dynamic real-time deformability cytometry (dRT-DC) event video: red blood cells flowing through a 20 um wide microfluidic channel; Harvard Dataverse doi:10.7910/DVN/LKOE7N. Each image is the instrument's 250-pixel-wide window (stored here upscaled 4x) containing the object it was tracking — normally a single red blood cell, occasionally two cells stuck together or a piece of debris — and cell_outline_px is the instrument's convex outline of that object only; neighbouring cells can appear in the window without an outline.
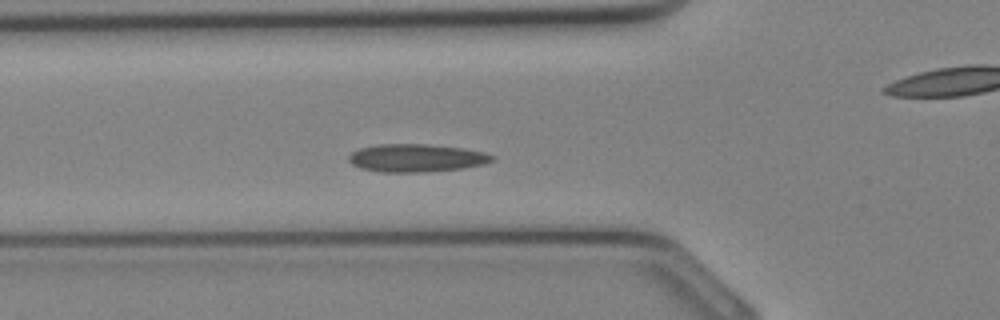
{"species": "Egyptian fruit bat (a non-hibernating species)", "species_latin": "Rousettus aegyptiacus", "temperature_condition": "cold", "stored_images_in_passage": 33, "camera_frame_rate_fps": 3000, "um_per_image_px": 0.085, "animal": {"sex": "female"}, "frame": {"image": 1, "passage_image": 10, "time_ms": 3.0, "image_size_px": [1000, 320], "cell_outline_px": [[496, 156], [492, 160], [484, 164], [460, 168], [420, 172], [380, 172], [360, 168], [352, 164], [348, 160], [348, 156], [352, 152], [360, 148], [380, 144], [428, 144], [464, 148], [484, 152]], "centroid_in_image_um": [35.37, 13.42], "position_along_channel_um": 90.4, "area_um2": 23.24}}
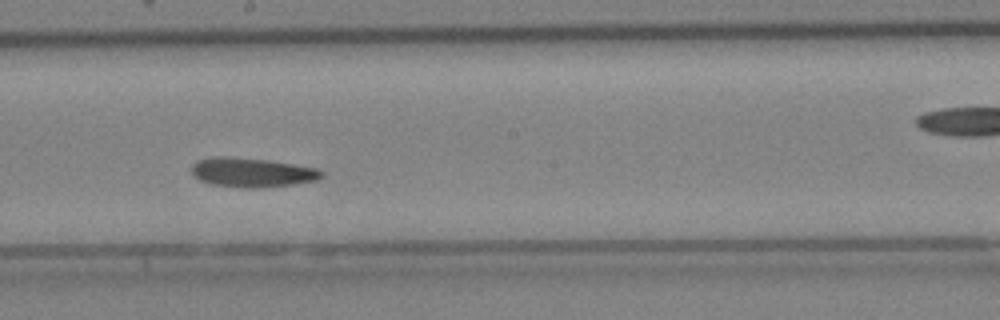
{"frame": {"image": 2, "passage_image": 17, "time_ms": 5.333, "image_size_px": [1000, 320], "cell_outline_px": [[324, 176], [316, 180], [292, 184], [264, 188], [244, 188], [208, 184], [200, 180], [192, 172], [192, 164], [196, 160], [220, 156], [224, 156], [268, 160], [316, 168], [324, 172]], "centroid_in_image_um": [21.41, 14.66], "position_along_channel_um": 226.8, "area_um2": 22.2}}
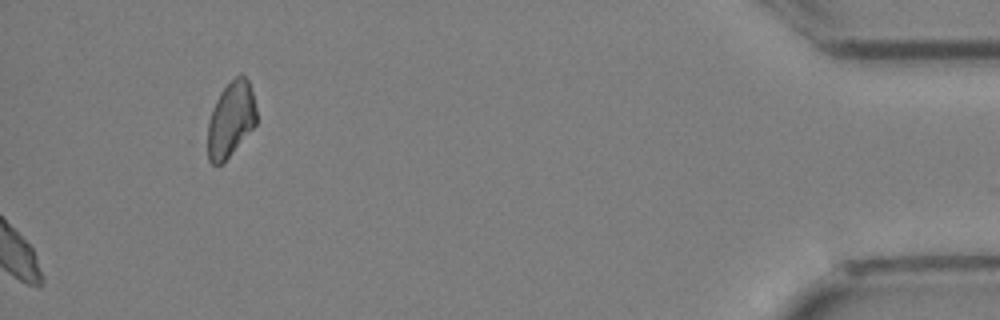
{"frame": {"image": 3, "passage_image": 33, "time_ms": 10.667, "image_size_px": [1000, 320], "cell_outline_px": [[256, 124], [228, 156], [220, 164], [212, 164], [208, 160], [208, 124], [212, 108], [220, 92], [236, 76], [244, 76], [248, 80], [252, 92], [256, 108]], "centroid_in_image_um": [19.61, 10.13], "position_along_channel_um": 415.6, "area_um2": 20.87}}